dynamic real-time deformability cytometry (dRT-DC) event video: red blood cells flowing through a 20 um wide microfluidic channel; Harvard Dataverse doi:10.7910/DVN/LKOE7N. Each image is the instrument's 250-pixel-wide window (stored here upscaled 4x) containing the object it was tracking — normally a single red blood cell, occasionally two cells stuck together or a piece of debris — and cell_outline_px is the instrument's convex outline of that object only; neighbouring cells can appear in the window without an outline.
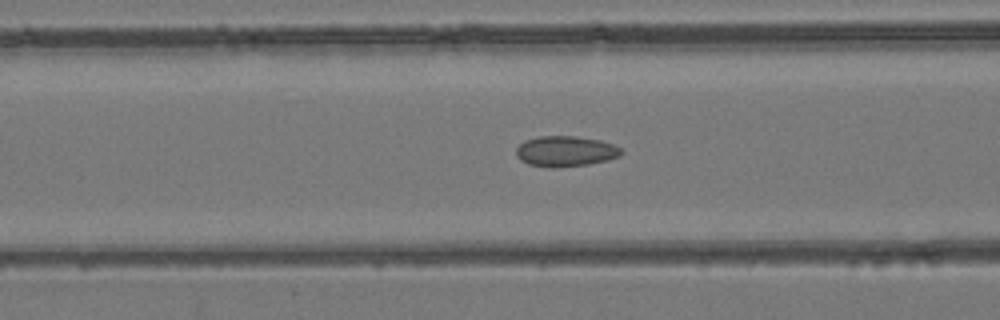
{"species": "common noctule bat (a hibernating species)", "species_latin": "Nyctalus noctula", "temperature_condition": "room temperature", "stored_images_in_passage": 48, "camera_frame_rate_fps": 3000, "um_per_image_px": 0.085, "animal": {"sex": "female", "body_mass_g": 24.6, "forearm_length_mm": 56.2}, "frame": {"image": 1, "passage_image": 21, "time_ms": 6.667, "image_size_px": [1000, 320], "cell_outline_px": [[624, 152], [620, 156], [608, 160], [588, 164], [552, 168], [548, 168], [528, 164], [520, 160], [516, 156], [516, 148], [524, 140], [540, 136], [576, 136], [600, 140], [612, 144], [620, 148]], "centroid_in_image_um": [48.05, 12.86], "position_along_channel_um": 118.5, "area_um2": 18.84}}
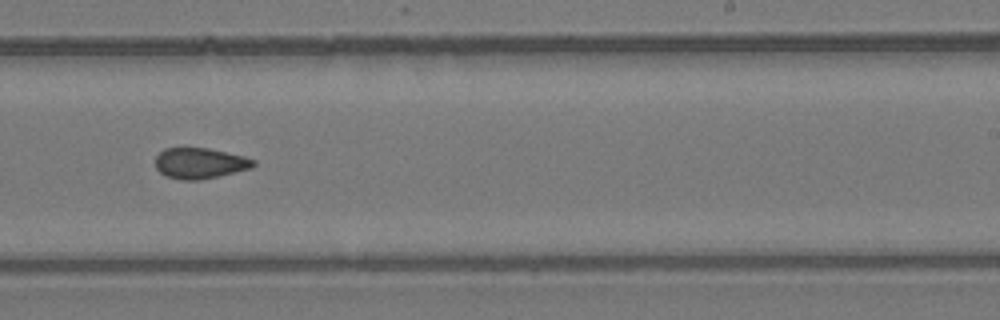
{"frame": {"image": 2, "passage_image": 32, "time_ms": 10.333, "image_size_px": [1000, 320], "cell_outline_px": [[256, 164], [252, 168], [200, 180], [180, 180], [168, 176], [160, 172], [156, 168], [156, 156], [164, 148], [208, 148], [244, 156], [256, 160]], "centroid_in_image_um": [17.0, 13.87], "position_along_channel_um": 272.0, "area_um2": 17.51}}
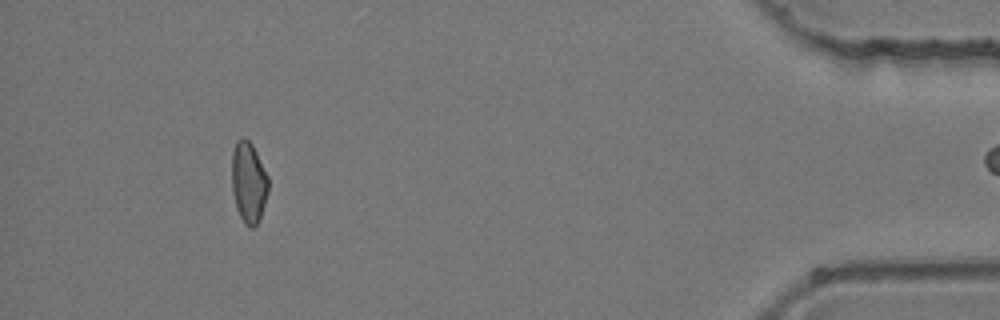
{"frame": {"image": 3, "passage_image": 47, "time_ms": 15.333, "image_size_px": [1000, 320], "cell_outline_px": [[268, 192], [260, 220], [252, 228], [248, 228], [244, 224], [236, 208], [232, 192], [232, 152], [236, 140], [240, 136], [244, 136], [252, 144], [268, 176]], "centroid_in_image_um": [21.12, 15.5], "position_along_channel_um": 414.1, "area_um2": 17.51}}